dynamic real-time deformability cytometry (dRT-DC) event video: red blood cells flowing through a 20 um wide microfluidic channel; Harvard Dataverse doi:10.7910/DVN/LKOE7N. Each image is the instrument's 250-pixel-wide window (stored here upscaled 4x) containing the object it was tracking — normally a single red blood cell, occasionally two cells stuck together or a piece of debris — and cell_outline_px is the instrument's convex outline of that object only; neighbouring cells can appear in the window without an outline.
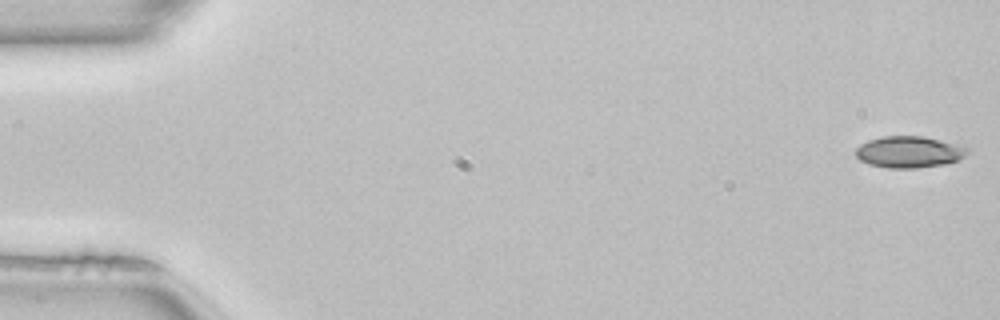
{"species": "common noctule bat (a hibernating species)", "species_latin": "Nyctalus noctula", "temperature_condition": "room temperature", "stored_images_in_passage": 51, "camera_frame_rate_fps": 3000, "um_per_image_px": 0.085, "animal": {"sex": "female", "body_mass_g": 22.7, "forearm_length_mm": 54.2}, "frame": {"image": 1, "passage_image": 1, "time_ms": 0.0, "image_size_px": [1000, 320], "cell_outline_px": [[968, 152], [960, 160], [944, 164], [916, 168], [888, 168], [868, 164], [860, 160], [856, 156], [856, 148], [860, 144], [868, 140], [884, 136], [924, 136], [964, 144], [968, 148]], "centroid_in_image_um": [77.32, 12.9], "position_along_channel_um": 7.7, "area_um2": 20.87}}
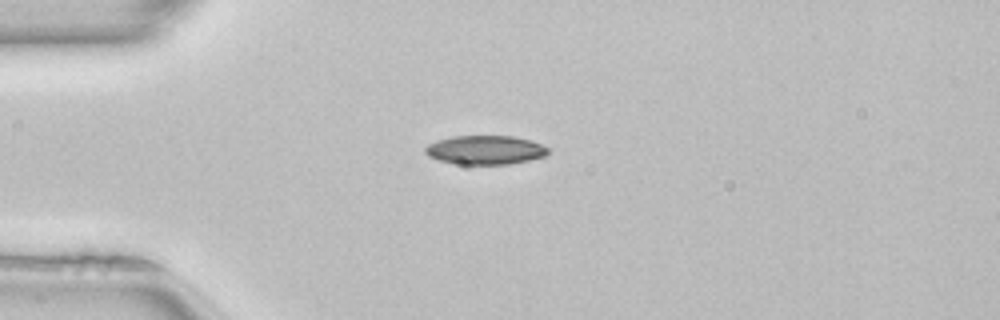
{"frame": {"image": 2, "passage_image": 13, "time_ms": 4.0, "image_size_px": [1000, 320], "cell_outline_px": [[548, 152], [544, 156], [528, 160], [508, 164], [460, 164], [440, 160], [428, 156], [424, 152], [424, 148], [428, 144], [436, 140], [452, 136], [512, 136], [532, 140], [548, 148]], "centroid_in_image_um": [41.22, 12.73], "position_along_channel_um": 43.8, "area_um2": 20.63}}
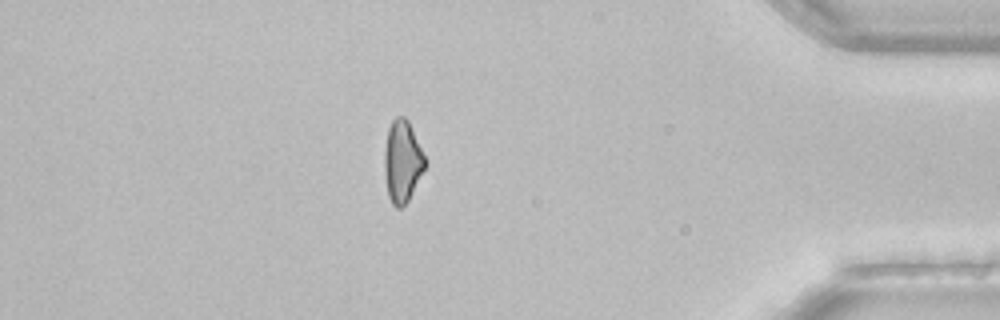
{"frame": {"image": 3, "passage_image": 44, "time_ms": 14.333, "image_size_px": [1000, 320], "cell_outline_px": [[428, 164], [408, 200], [400, 208], [396, 208], [392, 204], [388, 196], [384, 172], [384, 152], [388, 128], [392, 120], [396, 116], [404, 116], [408, 120]], "centroid_in_image_um": [34.2, 13.72], "position_along_channel_um": 401.0, "area_um2": 19.48}, "authors_computed_cell_mechanics": {"area_um2": 20.1722, "velocity_mm_per_s": 4.0632, "shape_relaxation_time_tau1_ms": 9.3642, "shape_relaxation_time_tau2_ms": null, "deformation_change_tau1": 0.2162, "deformation_change_tau2": null}}